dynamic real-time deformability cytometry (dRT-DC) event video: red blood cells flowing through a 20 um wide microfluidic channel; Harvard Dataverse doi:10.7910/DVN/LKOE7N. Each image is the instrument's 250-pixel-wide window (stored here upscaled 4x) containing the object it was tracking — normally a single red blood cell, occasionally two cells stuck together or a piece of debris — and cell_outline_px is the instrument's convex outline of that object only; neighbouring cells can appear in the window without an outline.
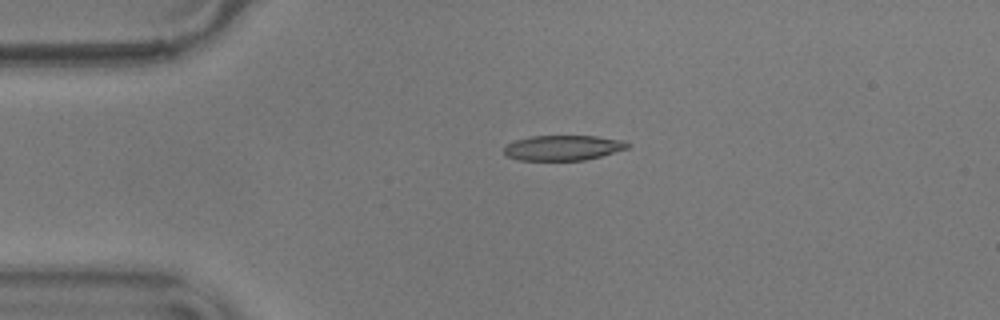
{"species": "common noctule bat (a hibernating species)", "species_latin": "Nyctalus noctula", "temperature_condition": "warm", "stored_images_in_passage": 35, "camera_frame_rate_fps": 3000, "um_per_image_px": 0.085, "animal": {"sex": "male", "body_mass_g": 17.9}, "frame": {"image": 1, "passage_image": 1, "time_ms": 0.0, "image_size_px": [1000, 320], "cell_outline_px": [[632, 144], [628, 148], [600, 156], [584, 160], [520, 160], [508, 156], [504, 152], [504, 148], [508, 144], [516, 140], [532, 136], [596, 136], [624, 140]], "centroid_in_image_um": [47.9, 12.55], "position_along_channel_um": 37.1, "area_um2": 17.98}}
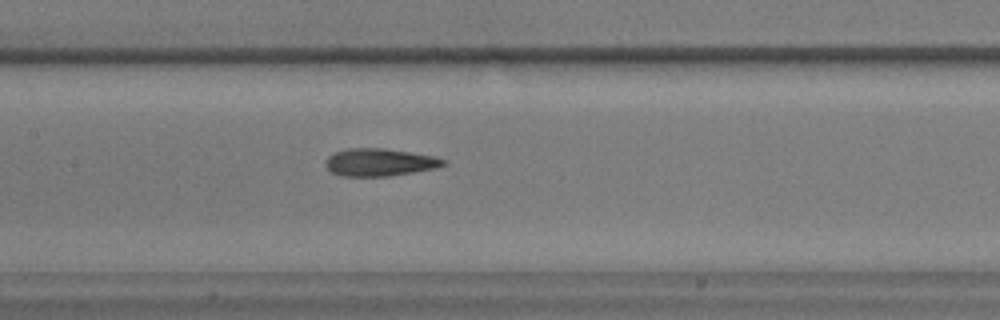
{"frame": {"image": 2, "passage_image": 15, "time_ms": 4.667, "image_size_px": [1000, 320], "cell_outline_px": [[448, 164], [436, 168], [388, 176], [340, 176], [332, 172], [324, 164], [328, 156], [336, 152], [348, 148], [384, 148], [432, 156], [448, 160]], "centroid_in_image_um": [32.27, 13.79], "position_along_channel_um": 175.1, "area_um2": 18.84}}
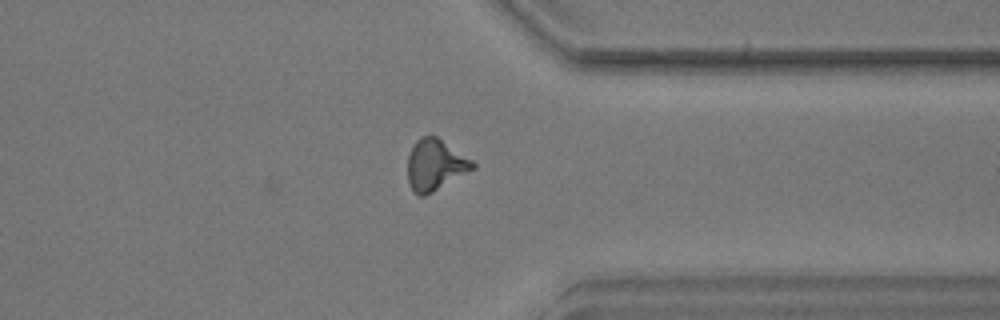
{"frame": {"image": 3, "passage_image": 32, "time_ms": 10.333, "image_size_px": [1000, 320], "cell_outline_px": [[476, 168], [432, 192], [424, 196], [416, 196], [412, 192], [408, 180], [408, 156], [412, 144], [420, 136], [436, 136], [472, 160], [476, 164]], "centroid_in_image_um": [36.97, 14.03], "position_along_channel_um": 374.4, "area_um2": 19.42}, "authors_computed_cell_mechanics": {"area_um2": 18.785, "velocity_mm_per_s": 3.5921, "shape_relaxation_time_tau1_ms": 4.7353, "shape_relaxation_time_tau2_ms": 2.4239, "deformation_change_tau1": 0.1739, "deformation_change_tau2": 0.1197}}